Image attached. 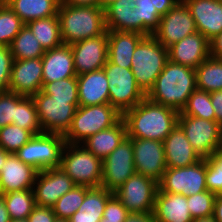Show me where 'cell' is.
I'll use <instances>...</instances> for the list:
<instances>
[{"label": "cell", "instance_id": "1", "mask_svg": "<svg viewBox=\"0 0 222 222\" xmlns=\"http://www.w3.org/2000/svg\"><path fill=\"white\" fill-rule=\"evenodd\" d=\"M178 117L177 110L155 103L147 97L122 115L127 137L161 142L178 124Z\"/></svg>", "mask_w": 222, "mask_h": 222}, {"label": "cell", "instance_id": "15", "mask_svg": "<svg viewBox=\"0 0 222 222\" xmlns=\"http://www.w3.org/2000/svg\"><path fill=\"white\" fill-rule=\"evenodd\" d=\"M130 139L133 145L136 173L159 183L167 169L163 142L142 138Z\"/></svg>", "mask_w": 222, "mask_h": 222}, {"label": "cell", "instance_id": "36", "mask_svg": "<svg viewBox=\"0 0 222 222\" xmlns=\"http://www.w3.org/2000/svg\"><path fill=\"white\" fill-rule=\"evenodd\" d=\"M89 187L75 185L52 206L57 219L69 220L84 201Z\"/></svg>", "mask_w": 222, "mask_h": 222}, {"label": "cell", "instance_id": "26", "mask_svg": "<svg viewBox=\"0 0 222 222\" xmlns=\"http://www.w3.org/2000/svg\"><path fill=\"white\" fill-rule=\"evenodd\" d=\"M143 34L108 30V60L119 67L131 69L133 53Z\"/></svg>", "mask_w": 222, "mask_h": 222}, {"label": "cell", "instance_id": "20", "mask_svg": "<svg viewBox=\"0 0 222 222\" xmlns=\"http://www.w3.org/2000/svg\"><path fill=\"white\" fill-rule=\"evenodd\" d=\"M188 7L196 28L209 41L222 32V0H182Z\"/></svg>", "mask_w": 222, "mask_h": 222}, {"label": "cell", "instance_id": "6", "mask_svg": "<svg viewBox=\"0 0 222 222\" xmlns=\"http://www.w3.org/2000/svg\"><path fill=\"white\" fill-rule=\"evenodd\" d=\"M59 167L75 185L89 188L101 186L103 160L81 144H65Z\"/></svg>", "mask_w": 222, "mask_h": 222}, {"label": "cell", "instance_id": "42", "mask_svg": "<svg viewBox=\"0 0 222 222\" xmlns=\"http://www.w3.org/2000/svg\"><path fill=\"white\" fill-rule=\"evenodd\" d=\"M205 159L207 190L216 195H222V150L213 152Z\"/></svg>", "mask_w": 222, "mask_h": 222}, {"label": "cell", "instance_id": "51", "mask_svg": "<svg viewBox=\"0 0 222 222\" xmlns=\"http://www.w3.org/2000/svg\"><path fill=\"white\" fill-rule=\"evenodd\" d=\"M124 222H156L153 213H129Z\"/></svg>", "mask_w": 222, "mask_h": 222}, {"label": "cell", "instance_id": "11", "mask_svg": "<svg viewBox=\"0 0 222 222\" xmlns=\"http://www.w3.org/2000/svg\"><path fill=\"white\" fill-rule=\"evenodd\" d=\"M158 188L155 180L135 173L113 193L129 213H153Z\"/></svg>", "mask_w": 222, "mask_h": 222}, {"label": "cell", "instance_id": "57", "mask_svg": "<svg viewBox=\"0 0 222 222\" xmlns=\"http://www.w3.org/2000/svg\"><path fill=\"white\" fill-rule=\"evenodd\" d=\"M118 0H100V7L105 10L108 6Z\"/></svg>", "mask_w": 222, "mask_h": 222}, {"label": "cell", "instance_id": "49", "mask_svg": "<svg viewBox=\"0 0 222 222\" xmlns=\"http://www.w3.org/2000/svg\"><path fill=\"white\" fill-rule=\"evenodd\" d=\"M102 219V215H91L87 214V212H81L76 211L71 218L69 219V222H100Z\"/></svg>", "mask_w": 222, "mask_h": 222}, {"label": "cell", "instance_id": "22", "mask_svg": "<svg viewBox=\"0 0 222 222\" xmlns=\"http://www.w3.org/2000/svg\"><path fill=\"white\" fill-rule=\"evenodd\" d=\"M41 59L43 64V83L77 77L70 45L62 44L59 47L47 50Z\"/></svg>", "mask_w": 222, "mask_h": 222}, {"label": "cell", "instance_id": "55", "mask_svg": "<svg viewBox=\"0 0 222 222\" xmlns=\"http://www.w3.org/2000/svg\"><path fill=\"white\" fill-rule=\"evenodd\" d=\"M9 154V152H6L3 148L0 147V171L2 170V165L6 162Z\"/></svg>", "mask_w": 222, "mask_h": 222}, {"label": "cell", "instance_id": "7", "mask_svg": "<svg viewBox=\"0 0 222 222\" xmlns=\"http://www.w3.org/2000/svg\"><path fill=\"white\" fill-rule=\"evenodd\" d=\"M65 144L62 134L43 132L34 135L14 154L25 164L43 171L60 166Z\"/></svg>", "mask_w": 222, "mask_h": 222}, {"label": "cell", "instance_id": "27", "mask_svg": "<svg viewBox=\"0 0 222 222\" xmlns=\"http://www.w3.org/2000/svg\"><path fill=\"white\" fill-rule=\"evenodd\" d=\"M180 0H132L137 11V33L152 35L165 15Z\"/></svg>", "mask_w": 222, "mask_h": 222}, {"label": "cell", "instance_id": "35", "mask_svg": "<svg viewBox=\"0 0 222 222\" xmlns=\"http://www.w3.org/2000/svg\"><path fill=\"white\" fill-rule=\"evenodd\" d=\"M11 220L27 219L36 206L33 189L2 194Z\"/></svg>", "mask_w": 222, "mask_h": 222}, {"label": "cell", "instance_id": "37", "mask_svg": "<svg viewBox=\"0 0 222 222\" xmlns=\"http://www.w3.org/2000/svg\"><path fill=\"white\" fill-rule=\"evenodd\" d=\"M179 115L195 116L206 120L216 121L210 93L196 89L188 98L186 106L181 112H179Z\"/></svg>", "mask_w": 222, "mask_h": 222}, {"label": "cell", "instance_id": "34", "mask_svg": "<svg viewBox=\"0 0 222 222\" xmlns=\"http://www.w3.org/2000/svg\"><path fill=\"white\" fill-rule=\"evenodd\" d=\"M12 124L29 130L33 135L43 133L32 97L15 93V119Z\"/></svg>", "mask_w": 222, "mask_h": 222}, {"label": "cell", "instance_id": "2", "mask_svg": "<svg viewBox=\"0 0 222 222\" xmlns=\"http://www.w3.org/2000/svg\"><path fill=\"white\" fill-rule=\"evenodd\" d=\"M196 89L195 69L168 60L146 97L181 112Z\"/></svg>", "mask_w": 222, "mask_h": 222}, {"label": "cell", "instance_id": "45", "mask_svg": "<svg viewBox=\"0 0 222 222\" xmlns=\"http://www.w3.org/2000/svg\"><path fill=\"white\" fill-rule=\"evenodd\" d=\"M15 119V92H0V129Z\"/></svg>", "mask_w": 222, "mask_h": 222}, {"label": "cell", "instance_id": "44", "mask_svg": "<svg viewBox=\"0 0 222 222\" xmlns=\"http://www.w3.org/2000/svg\"><path fill=\"white\" fill-rule=\"evenodd\" d=\"M128 214V210L113 194L106 203L100 222H124Z\"/></svg>", "mask_w": 222, "mask_h": 222}, {"label": "cell", "instance_id": "32", "mask_svg": "<svg viewBox=\"0 0 222 222\" xmlns=\"http://www.w3.org/2000/svg\"><path fill=\"white\" fill-rule=\"evenodd\" d=\"M195 72L197 89L209 93L222 90V59L209 56Z\"/></svg>", "mask_w": 222, "mask_h": 222}, {"label": "cell", "instance_id": "23", "mask_svg": "<svg viewBox=\"0 0 222 222\" xmlns=\"http://www.w3.org/2000/svg\"><path fill=\"white\" fill-rule=\"evenodd\" d=\"M163 145L167 168L186 167L202 159L178 124L163 140Z\"/></svg>", "mask_w": 222, "mask_h": 222}, {"label": "cell", "instance_id": "47", "mask_svg": "<svg viewBox=\"0 0 222 222\" xmlns=\"http://www.w3.org/2000/svg\"><path fill=\"white\" fill-rule=\"evenodd\" d=\"M57 219L52 207L35 206L28 216V222H54Z\"/></svg>", "mask_w": 222, "mask_h": 222}, {"label": "cell", "instance_id": "10", "mask_svg": "<svg viewBox=\"0 0 222 222\" xmlns=\"http://www.w3.org/2000/svg\"><path fill=\"white\" fill-rule=\"evenodd\" d=\"M206 159L178 168H167L158 183L162 192L190 196L207 190Z\"/></svg>", "mask_w": 222, "mask_h": 222}, {"label": "cell", "instance_id": "30", "mask_svg": "<svg viewBox=\"0 0 222 222\" xmlns=\"http://www.w3.org/2000/svg\"><path fill=\"white\" fill-rule=\"evenodd\" d=\"M107 30L137 33V11L132 0H118L105 9Z\"/></svg>", "mask_w": 222, "mask_h": 222}, {"label": "cell", "instance_id": "58", "mask_svg": "<svg viewBox=\"0 0 222 222\" xmlns=\"http://www.w3.org/2000/svg\"><path fill=\"white\" fill-rule=\"evenodd\" d=\"M219 142H220V148L222 150V122L219 124Z\"/></svg>", "mask_w": 222, "mask_h": 222}, {"label": "cell", "instance_id": "14", "mask_svg": "<svg viewBox=\"0 0 222 222\" xmlns=\"http://www.w3.org/2000/svg\"><path fill=\"white\" fill-rule=\"evenodd\" d=\"M195 32H197L195 20L186 4L180 0L165 15L161 16L158 28L152 36L161 45L168 48Z\"/></svg>", "mask_w": 222, "mask_h": 222}, {"label": "cell", "instance_id": "60", "mask_svg": "<svg viewBox=\"0 0 222 222\" xmlns=\"http://www.w3.org/2000/svg\"><path fill=\"white\" fill-rule=\"evenodd\" d=\"M54 222H69V220H64V219H56Z\"/></svg>", "mask_w": 222, "mask_h": 222}, {"label": "cell", "instance_id": "3", "mask_svg": "<svg viewBox=\"0 0 222 222\" xmlns=\"http://www.w3.org/2000/svg\"><path fill=\"white\" fill-rule=\"evenodd\" d=\"M63 44L102 35L107 29L105 10L95 6H71L60 3L58 14Z\"/></svg>", "mask_w": 222, "mask_h": 222}, {"label": "cell", "instance_id": "21", "mask_svg": "<svg viewBox=\"0 0 222 222\" xmlns=\"http://www.w3.org/2000/svg\"><path fill=\"white\" fill-rule=\"evenodd\" d=\"M38 170L25 164L10 153L0 171L1 194L16 190L33 189Z\"/></svg>", "mask_w": 222, "mask_h": 222}, {"label": "cell", "instance_id": "59", "mask_svg": "<svg viewBox=\"0 0 222 222\" xmlns=\"http://www.w3.org/2000/svg\"><path fill=\"white\" fill-rule=\"evenodd\" d=\"M10 222H28L27 219H17V220H11Z\"/></svg>", "mask_w": 222, "mask_h": 222}, {"label": "cell", "instance_id": "31", "mask_svg": "<svg viewBox=\"0 0 222 222\" xmlns=\"http://www.w3.org/2000/svg\"><path fill=\"white\" fill-rule=\"evenodd\" d=\"M44 51L51 50L63 44L58 16L36 19L26 23Z\"/></svg>", "mask_w": 222, "mask_h": 222}, {"label": "cell", "instance_id": "38", "mask_svg": "<svg viewBox=\"0 0 222 222\" xmlns=\"http://www.w3.org/2000/svg\"><path fill=\"white\" fill-rule=\"evenodd\" d=\"M24 25L5 2H0V46L9 47Z\"/></svg>", "mask_w": 222, "mask_h": 222}, {"label": "cell", "instance_id": "52", "mask_svg": "<svg viewBox=\"0 0 222 222\" xmlns=\"http://www.w3.org/2000/svg\"><path fill=\"white\" fill-rule=\"evenodd\" d=\"M63 4L71 6H95L100 7V0H61Z\"/></svg>", "mask_w": 222, "mask_h": 222}, {"label": "cell", "instance_id": "5", "mask_svg": "<svg viewBox=\"0 0 222 222\" xmlns=\"http://www.w3.org/2000/svg\"><path fill=\"white\" fill-rule=\"evenodd\" d=\"M168 60V48L152 35L145 36L138 43L133 53L131 70L137 85L145 94L153 87Z\"/></svg>", "mask_w": 222, "mask_h": 222}, {"label": "cell", "instance_id": "13", "mask_svg": "<svg viewBox=\"0 0 222 222\" xmlns=\"http://www.w3.org/2000/svg\"><path fill=\"white\" fill-rule=\"evenodd\" d=\"M135 173L132 140L126 137L103 160L101 187L114 192Z\"/></svg>", "mask_w": 222, "mask_h": 222}, {"label": "cell", "instance_id": "17", "mask_svg": "<svg viewBox=\"0 0 222 222\" xmlns=\"http://www.w3.org/2000/svg\"><path fill=\"white\" fill-rule=\"evenodd\" d=\"M74 186L73 180L60 167L39 171L33 186L35 203L37 206L52 207Z\"/></svg>", "mask_w": 222, "mask_h": 222}, {"label": "cell", "instance_id": "54", "mask_svg": "<svg viewBox=\"0 0 222 222\" xmlns=\"http://www.w3.org/2000/svg\"><path fill=\"white\" fill-rule=\"evenodd\" d=\"M10 221L11 218L6 208L3 195L0 194V222H10Z\"/></svg>", "mask_w": 222, "mask_h": 222}, {"label": "cell", "instance_id": "41", "mask_svg": "<svg viewBox=\"0 0 222 222\" xmlns=\"http://www.w3.org/2000/svg\"><path fill=\"white\" fill-rule=\"evenodd\" d=\"M114 193L104 187L90 188L85 195L84 201L78 211H85L91 215H103L108 199Z\"/></svg>", "mask_w": 222, "mask_h": 222}, {"label": "cell", "instance_id": "16", "mask_svg": "<svg viewBox=\"0 0 222 222\" xmlns=\"http://www.w3.org/2000/svg\"><path fill=\"white\" fill-rule=\"evenodd\" d=\"M78 75L102 69L108 60V30L102 35L70 44Z\"/></svg>", "mask_w": 222, "mask_h": 222}, {"label": "cell", "instance_id": "29", "mask_svg": "<svg viewBox=\"0 0 222 222\" xmlns=\"http://www.w3.org/2000/svg\"><path fill=\"white\" fill-rule=\"evenodd\" d=\"M5 3L26 24L32 20L57 16L61 0H6Z\"/></svg>", "mask_w": 222, "mask_h": 222}, {"label": "cell", "instance_id": "39", "mask_svg": "<svg viewBox=\"0 0 222 222\" xmlns=\"http://www.w3.org/2000/svg\"><path fill=\"white\" fill-rule=\"evenodd\" d=\"M41 91L51 96L54 100L79 101L77 77L43 83Z\"/></svg>", "mask_w": 222, "mask_h": 222}, {"label": "cell", "instance_id": "25", "mask_svg": "<svg viewBox=\"0 0 222 222\" xmlns=\"http://www.w3.org/2000/svg\"><path fill=\"white\" fill-rule=\"evenodd\" d=\"M156 222H192L187 197L181 194L162 192L159 188L153 211Z\"/></svg>", "mask_w": 222, "mask_h": 222}, {"label": "cell", "instance_id": "8", "mask_svg": "<svg viewBox=\"0 0 222 222\" xmlns=\"http://www.w3.org/2000/svg\"><path fill=\"white\" fill-rule=\"evenodd\" d=\"M103 69L109 84V103L121 115L146 97V94L137 85L131 69L119 67L109 60Z\"/></svg>", "mask_w": 222, "mask_h": 222}, {"label": "cell", "instance_id": "19", "mask_svg": "<svg viewBox=\"0 0 222 222\" xmlns=\"http://www.w3.org/2000/svg\"><path fill=\"white\" fill-rule=\"evenodd\" d=\"M210 56V41L198 31L168 47V58L174 63L196 69Z\"/></svg>", "mask_w": 222, "mask_h": 222}, {"label": "cell", "instance_id": "18", "mask_svg": "<svg viewBox=\"0 0 222 222\" xmlns=\"http://www.w3.org/2000/svg\"><path fill=\"white\" fill-rule=\"evenodd\" d=\"M41 58L14 60L8 90L24 97H32L43 86Z\"/></svg>", "mask_w": 222, "mask_h": 222}, {"label": "cell", "instance_id": "24", "mask_svg": "<svg viewBox=\"0 0 222 222\" xmlns=\"http://www.w3.org/2000/svg\"><path fill=\"white\" fill-rule=\"evenodd\" d=\"M79 106L109 104L108 79L104 69L77 76Z\"/></svg>", "mask_w": 222, "mask_h": 222}, {"label": "cell", "instance_id": "56", "mask_svg": "<svg viewBox=\"0 0 222 222\" xmlns=\"http://www.w3.org/2000/svg\"><path fill=\"white\" fill-rule=\"evenodd\" d=\"M192 222H217L213 215L206 216V217H199L194 218Z\"/></svg>", "mask_w": 222, "mask_h": 222}, {"label": "cell", "instance_id": "4", "mask_svg": "<svg viewBox=\"0 0 222 222\" xmlns=\"http://www.w3.org/2000/svg\"><path fill=\"white\" fill-rule=\"evenodd\" d=\"M121 118L122 115L110 103L78 106L63 137L66 143L81 144L88 137L115 125Z\"/></svg>", "mask_w": 222, "mask_h": 222}, {"label": "cell", "instance_id": "50", "mask_svg": "<svg viewBox=\"0 0 222 222\" xmlns=\"http://www.w3.org/2000/svg\"><path fill=\"white\" fill-rule=\"evenodd\" d=\"M210 56L222 59V32L210 40Z\"/></svg>", "mask_w": 222, "mask_h": 222}, {"label": "cell", "instance_id": "40", "mask_svg": "<svg viewBox=\"0 0 222 222\" xmlns=\"http://www.w3.org/2000/svg\"><path fill=\"white\" fill-rule=\"evenodd\" d=\"M33 136L29 130L15 124L6 125L0 129V147L14 154Z\"/></svg>", "mask_w": 222, "mask_h": 222}, {"label": "cell", "instance_id": "48", "mask_svg": "<svg viewBox=\"0 0 222 222\" xmlns=\"http://www.w3.org/2000/svg\"><path fill=\"white\" fill-rule=\"evenodd\" d=\"M211 103L216 115V122H222V90L210 93Z\"/></svg>", "mask_w": 222, "mask_h": 222}, {"label": "cell", "instance_id": "28", "mask_svg": "<svg viewBox=\"0 0 222 222\" xmlns=\"http://www.w3.org/2000/svg\"><path fill=\"white\" fill-rule=\"evenodd\" d=\"M126 137V124L121 118L115 125L88 137L81 144L96 157L104 160Z\"/></svg>", "mask_w": 222, "mask_h": 222}, {"label": "cell", "instance_id": "12", "mask_svg": "<svg viewBox=\"0 0 222 222\" xmlns=\"http://www.w3.org/2000/svg\"><path fill=\"white\" fill-rule=\"evenodd\" d=\"M178 125L201 158H208L213 152L221 150L219 123L216 121L195 116L179 115Z\"/></svg>", "mask_w": 222, "mask_h": 222}, {"label": "cell", "instance_id": "43", "mask_svg": "<svg viewBox=\"0 0 222 222\" xmlns=\"http://www.w3.org/2000/svg\"><path fill=\"white\" fill-rule=\"evenodd\" d=\"M216 194L209 190L187 196L188 209L191 217L199 218L213 215Z\"/></svg>", "mask_w": 222, "mask_h": 222}, {"label": "cell", "instance_id": "46", "mask_svg": "<svg viewBox=\"0 0 222 222\" xmlns=\"http://www.w3.org/2000/svg\"><path fill=\"white\" fill-rule=\"evenodd\" d=\"M13 56L8 46H0V92L8 91Z\"/></svg>", "mask_w": 222, "mask_h": 222}, {"label": "cell", "instance_id": "9", "mask_svg": "<svg viewBox=\"0 0 222 222\" xmlns=\"http://www.w3.org/2000/svg\"><path fill=\"white\" fill-rule=\"evenodd\" d=\"M42 131L64 135L71 126L79 101L54 100L41 90L32 96Z\"/></svg>", "mask_w": 222, "mask_h": 222}, {"label": "cell", "instance_id": "53", "mask_svg": "<svg viewBox=\"0 0 222 222\" xmlns=\"http://www.w3.org/2000/svg\"><path fill=\"white\" fill-rule=\"evenodd\" d=\"M213 217L217 222H222V195H217L215 198Z\"/></svg>", "mask_w": 222, "mask_h": 222}, {"label": "cell", "instance_id": "33", "mask_svg": "<svg viewBox=\"0 0 222 222\" xmlns=\"http://www.w3.org/2000/svg\"><path fill=\"white\" fill-rule=\"evenodd\" d=\"M14 60L42 58L45 51L35 35L25 24L10 44Z\"/></svg>", "mask_w": 222, "mask_h": 222}]
</instances>
